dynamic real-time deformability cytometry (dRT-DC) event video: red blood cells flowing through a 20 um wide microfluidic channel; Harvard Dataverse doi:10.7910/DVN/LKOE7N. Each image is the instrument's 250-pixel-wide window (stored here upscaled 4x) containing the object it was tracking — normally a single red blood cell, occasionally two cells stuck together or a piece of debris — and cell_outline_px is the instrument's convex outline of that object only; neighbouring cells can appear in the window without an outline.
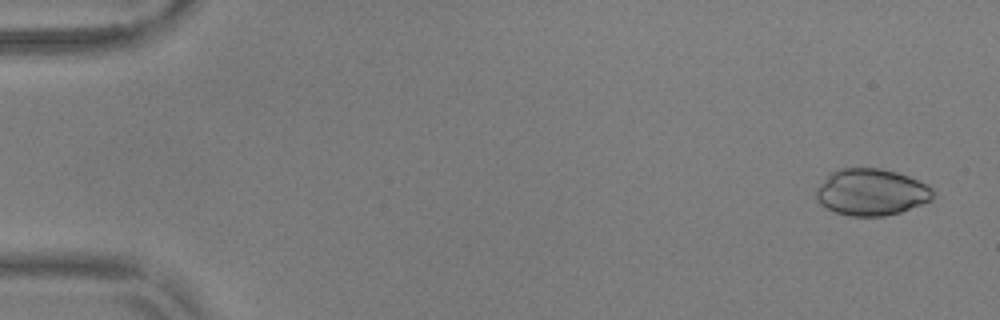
{"species": "common noctule bat (a hibernating species)", "species_latin": "Nyctalus noctula", "temperature_condition": "warm", "stored_images_in_passage": 55, "camera_frame_rate_fps": 3000, "um_per_image_px": 0.085, "animal": {"sex": "male", "body_mass_g": 17.9, "forearm_length_mm": 54.2}, "frame": {"image": 1, "passage_image": 3, "time_ms": 0.667, "image_size_px": [1000, 320], "cell_outline_px": [[936, 192], [932, 200], [900, 212], [884, 216], [848, 216], [836, 212], [820, 204], [816, 196], [816, 188], [832, 172], [840, 168], [880, 168], [896, 172], [908, 176], [928, 184]], "centroid_in_image_um": [74.09, 16.33], "position_along_channel_um": 10.9, "area_um2": 31.79}}
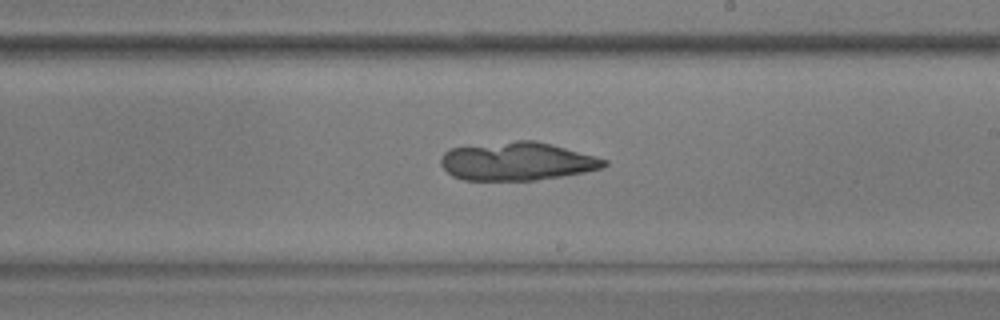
{"frame": {"image": 2, "passage_image": 33, "time_ms": 10.667, "image_size_px": [1000, 320], "cell_outline_px": [[608, 164], [604, 168], [584, 172], [536, 180], [464, 180], [452, 176], [440, 164], [440, 156], [448, 148], [516, 140], [536, 140], [552, 144], [596, 156], [608, 160]], "centroid_in_image_um": [43.95, 13.7], "position_along_channel_um": 245.1, "area_um2": 36.65}}
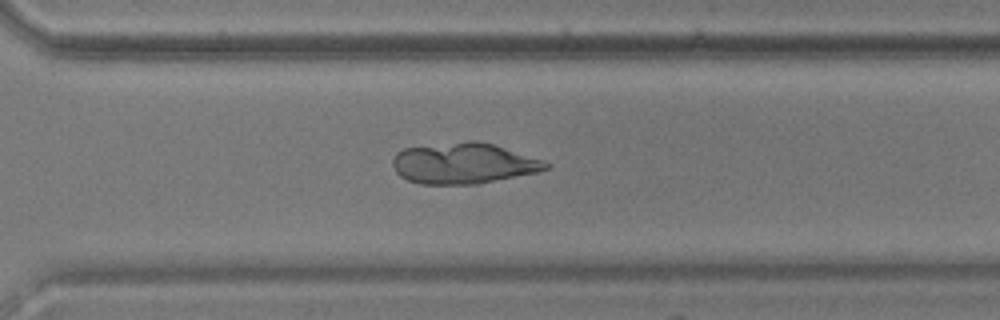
{"frame": {"image": 3, "passage_image": 40, "time_ms": 13.0, "image_size_px": [1000, 320], "cell_outline_px": [[552, 164], [548, 168], [536, 172], [476, 184], [420, 184], [408, 180], [400, 176], [396, 172], [392, 164], [392, 160], [396, 152], [404, 148], [468, 140], [476, 140], [492, 144], [544, 160]], "centroid_in_image_um": [39.38, 13.88], "position_along_channel_um": 331.2, "area_um2": 36.36}}